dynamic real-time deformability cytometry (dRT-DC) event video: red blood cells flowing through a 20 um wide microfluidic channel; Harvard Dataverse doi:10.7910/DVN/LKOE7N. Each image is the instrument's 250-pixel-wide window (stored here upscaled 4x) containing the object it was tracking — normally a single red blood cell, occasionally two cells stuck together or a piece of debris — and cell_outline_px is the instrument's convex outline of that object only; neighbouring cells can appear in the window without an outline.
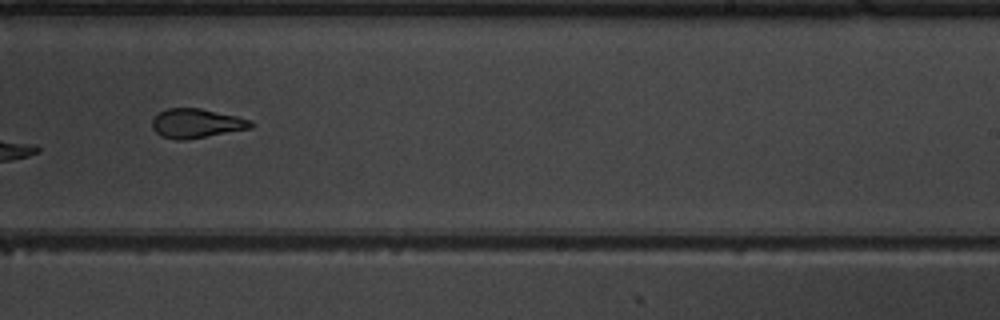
{"species": "common noctule bat (a hibernating species)", "species_latin": "Nyctalus noctula", "temperature_condition": "warm", "stored_images_in_passage": 10, "camera_frame_rate_fps": 3000, "um_per_image_px": 0.085, "animal": {"sex": "male", "body_mass_g": 19.5, "forearm_length_mm": 54.6}, "frame": {"image": 1, "passage_image": 9, "time_ms": 9.667, "image_size_px": [1000, 320], "cell_outline_px": [[256, 124], [252, 128], [188, 140], [176, 140], [160, 136], [152, 128], [152, 120], [160, 112], [168, 108], [200, 108], [236, 116], [252, 120]], "centroid_in_image_um": [16.72, 10.5], "position_along_channel_um": 272.3, "area_um2": 16.99}}